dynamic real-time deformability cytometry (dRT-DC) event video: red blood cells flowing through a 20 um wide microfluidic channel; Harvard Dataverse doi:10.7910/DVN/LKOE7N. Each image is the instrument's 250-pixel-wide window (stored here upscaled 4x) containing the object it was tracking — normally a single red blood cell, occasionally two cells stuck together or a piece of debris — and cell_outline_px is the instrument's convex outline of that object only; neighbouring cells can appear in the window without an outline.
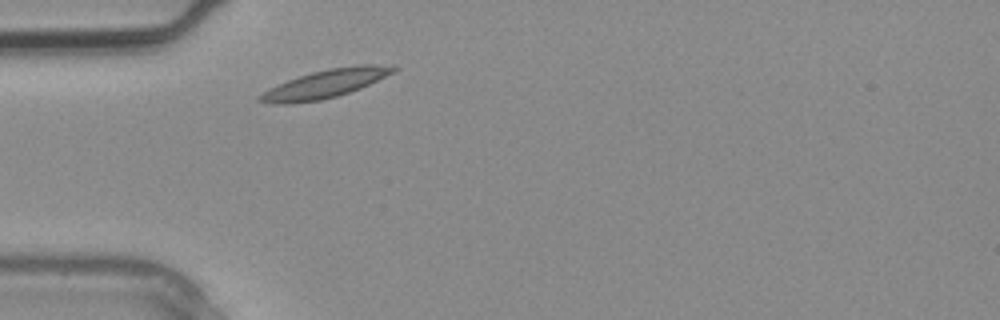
{"species": "common noctule bat (a hibernating species)", "species_latin": "Nyctalus noctula", "temperature_condition": "warm", "stored_images_in_passage": 1, "camera_frame_rate_fps": 3000, "um_per_image_px": 0.085, "animal": {"sex": "male", "body_mass_g": 20.4}, "frame": {"image": 1, "passage_image": 1, "time_ms": 0.0, "image_size_px": [1000, 320], "cell_outline_px": [[400, 68], [360, 88], [336, 96], [320, 100], [288, 104], [272, 104], [256, 100], [256, 96], [268, 88], [288, 80], [312, 72], [328, 68], [360, 64], [396, 64]], "centroid_in_image_um": [27.63, 7.11], "position_along_channel_um": 57.4, "area_um2": 22.02}}